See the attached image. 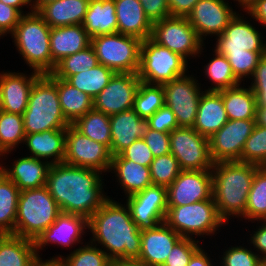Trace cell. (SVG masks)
<instances>
[{"mask_svg":"<svg viewBox=\"0 0 266 266\" xmlns=\"http://www.w3.org/2000/svg\"><path fill=\"white\" fill-rule=\"evenodd\" d=\"M101 174L97 170L64 162L52 164L46 187L61 212L89 219L109 198L102 192L104 179Z\"/></svg>","mask_w":266,"mask_h":266,"instance_id":"obj_1","label":"cell"},{"mask_svg":"<svg viewBox=\"0 0 266 266\" xmlns=\"http://www.w3.org/2000/svg\"><path fill=\"white\" fill-rule=\"evenodd\" d=\"M88 229L93 235L90 243L102 245L111 260L139 259L141 229L132 220L127 205L108 198L88 219Z\"/></svg>","mask_w":266,"mask_h":266,"instance_id":"obj_2","label":"cell"},{"mask_svg":"<svg viewBox=\"0 0 266 266\" xmlns=\"http://www.w3.org/2000/svg\"><path fill=\"white\" fill-rule=\"evenodd\" d=\"M259 165L241 161H222L212 168V197L217 212L224 222L233 217H243L248 194Z\"/></svg>","mask_w":266,"mask_h":266,"instance_id":"obj_3","label":"cell"},{"mask_svg":"<svg viewBox=\"0 0 266 266\" xmlns=\"http://www.w3.org/2000/svg\"><path fill=\"white\" fill-rule=\"evenodd\" d=\"M25 134L51 129H66L71 125L63 115L56 86V77L41 74L32 86L27 108L23 114Z\"/></svg>","mask_w":266,"mask_h":266,"instance_id":"obj_4","label":"cell"},{"mask_svg":"<svg viewBox=\"0 0 266 266\" xmlns=\"http://www.w3.org/2000/svg\"><path fill=\"white\" fill-rule=\"evenodd\" d=\"M51 27L36 12L23 14L11 36L20 55L33 71L50 74L56 65L50 51Z\"/></svg>","mask_w":266,"mask_h":266,"instance_id":"obj_5","label":"cell"},{"mask_svg":"<svg viewBox=\"0 0 266 266\" xmlns=\"http://www.w3.org/2000/svg\"><path fill=\"white\" fill-rule=\"evenodd\" d=\"M61 213L46 186L20 191L14 235L35 241Z\"/></svg>","mask_w":266,"mask_h":266,"instance_id":"obj_6","label":"cell"},{"mask_svg":"<svg viewBox=\"0 0 266 266\" xmlns=\"http://www.w3.org/2000/svg\"><path fill=\"white\" fill-rule=\"evenodd\" d=\"M164 222L182 238L214 235L225 222L220 218L213 197L183 206H168Z\"/></svg>","mask_w":266,"mask_h":266,"instance_id":"obj_7","label":"cell"},{"mask_svg":"<svg viewBox=\"0 0 266 266\" xmlns=\"http://www.w3.org/2000/svg\"><path fill=\"white\" fill-rule=\"evenodd\" d=\"M141 43L140 38L118 32L91 38L98 62L115 73H138Z\"/></svg>","mask_w":266,"mask_h":266,"instance_id":"obj_8","label":"cell"},{"mask_svg":"<svg viewBox=\"0 0 266 266\" xmlns=\"http://www.w3.org/2000/svg\"><path fill=\"white\" fill-rule=\"evenodd\" d=\"M187 62L180 55L148 38L142 40L140 46V66L137 74L142 82L163 85L187 74Z\"/></svg>","mask_w":266,"mask_h":266,"instance_id":"obj_9","label":"cell"},{"mask_svg":"<svg viewBox=\"0 0 266 266\" xmlns=\"http://www.w3.org/2000/svg\"><path fill=\"white\" fill-rule=\"evenodd\" d=\"M151 39L186 61L191 56L196 58L204 46L186 17L169 16L153 22Z\"/></svg>","mask_w":266,"mask_h":266,"instance_id":"obj_10","label":"cell"},{"mask_svg":"<svg viewBox=\"0 0 266 266\" xmlns=\"http://www.w3.org/2000/svg\"><path fill=\"white\" fill-rule=\"evenodd\" d=\"M171 154L181 170H212L208 138L192 127L179 126L170 132Z\"/></svg>","mask_w":266,"mask_h":266,"instance_id":"obj_11","label":"cell"},{"mask_svg":"<svg viewBox=\"0 0 266 266\" xmlns=\"http://www.w3.org/2000/svg\"><path fill=\"white\" fill-rule=\"evenodd\" d=\"M112 161L110 149L102 143L84 136L72 125L66 128L64 163L109 172Z\"/></svg>","mask_w":266,"mask_h":266,"instance_id":"obj_12","label":"cell"},{"mask_svg":"<svg viewBox=\"0 0 266 266\" xmlns=\"http://www.w3.org/2000/svg\"><path fill=\"white\" fill-rule=\"evenodd\" d=\"M198 80L192 75H183L164 83L165 105L175 114L178 126L193 127L201 91Z\"/></svg>","mask_w":266,"mask_h":266,"instance_id":"obj_13","label":"cell"},{"mask_svg":"<svg viewBox=\"0 0 266 266\" xmlns=\"http://www.w3.org/2000/svg\"><path fill=\"white\" fill-rule=\"evenodd\" d=\"M256 125V119L228 120L209 139L210 154L214 163L241 161L246 140Z\"/></svg>","mask_w":266,"mask_h":266,"instance_id":"obj_14","label":"cell"},{"mask_svg":"<svg viewBox=\"0 0 266 266\" xmlns=\"http://www.w3.org/2000/svg\"><path fill=\"white\" fill-rule=\"evenodd\" d=\"M140 82L137 73H115L93 99V108L109 116L132 109Z\"/></svg>","mask_w":266,"mask_h":266,"instance_id":"obj_15","label":"cell"},{"mask_svg":"<svg viewBox=\"0 0 266 266\" xmlns=\"http://www.w3.org/2000/svg\"><path fill=\"white\" fill-rule=\"evenodd\" d=\"M126 198L125 205L139 229L152 228L164 222L168 209L166 187L151 185Z\"/></svg>","mask_w":266,"mask_h":266,"instance_id":"obj_16","label":"cell"},{"mask_svg":"<svg viewBox=\"0 0 266 266\" xmlns=\"http://www.w3.org/2000/svg\"><path fill=\"white\" fill-rule=\"evenodd\" d=\"M168 206H183L212 198V170H181L167 188Z\"/></svg>","mask_w":266,"mask_h":266,"instance_id":"obj_17","label":"cell"},{"mask_svg":"<svg viewBox=\"0 0 266 266\" xmlns=\"http://www.w3.org/2000/svg\"><path fill=\"white\" fill-rule=\"evenodd\" d=\"M225 0H199L186 17L200 40L208 35L219 37L237 14Z\"/></svg>","mask_w":266,"mask_h":266,"instance_id":"obj_18","label":"cell"},{"mask_svg":"<svg viewBox=\"0 0 266 266\" xmlns=\"http://www.w3.org/2000/svg\"><path fill=\"white\" fill-rule=\"evenodd\" d=\"M244 15L236 14L217 37L216 50L219 54L239 53L247 51H266V41L263 43L262 33L252 26L249 20L243 19Z\"/></svg>","mask_w":266,"mask_h":266,"instance_id":"obj_19","label":"cell"},{"mask_svg":"<svg viewBox=\"0 0 266 266\" xmlns=\"http://www.w3.org/2000/svg\"><path fill=\"white\" fill-rule=\"evenodd\" d=\"M88 229V219L75 214L61 212L54 223L44 230L34 241L36 254L39 259V250L44 246L55 243L65 247L80 243L82 235Z\"/></svg>","mask_w":266,"mask_h":266,"instance_id":"obj_20","label":"cell"},{"mask_svg":"<svg viewBox=\"0 0 266 266\" xmlns=\"http://www.w3.org/2000/svg\"><path fill=\"white\" fill-rule=\"evenodd\" d=\"M40 75L35 71L29 76L20 72L0 73V110L23 115L34 81Z\"/></svg>","mask_w":266,"mask_h":266,"instance_id":"obj_21","label":"cell"},{"mask_svg":"<svg viewBox=\"0 0 266 266\" xmlns=\"http://www.w3.org/2000/svg\"><path fill=\"white\" fill-rule=\"evenodd\" d=\"M182 237L165 222L141 229L140 261L151 266H162L173 246Z\"/></svg>","mask_w":266,"mask_h":266,"instance_id":"obj_22","label":"cell"},{"mask_svg":"<svg viewBox=\"0 0 266 266\" xmlns=\"http://www.w3.org/2000/svg\"><path fill=\"white\" fill-rule=\"evenodd\" d=\"M150 130L148 119L141 118L134 109L110 115L111 154H119Z\"/></svg>","mask_w":266,"mask_h":266,"instance_id":"obj_23","label":"cell"},{"mask_svg":"<svg viewBox=\"0 0 266 266\" xmlns=\"http://www.w3.org/2000/svg\"><path fill=\"white\" fill-rule=\"evenodd\" d=\"M10 168L0 164V171L18 187L20 191L46 186L50 163L32 156L15 160Z\"/></svg>","mask_w":266,"mask_h":266,"instance_id":"obj_24","label":"cell"},{"mask_svg":"<svg viewBox=\"0 0 266 266\" xmlns=\"http://www.w3.org/2000/svg\"><path fill=\"white\" fill-rule=\"evenodd\" d=\"M222 95L216 91H204L200 97L193 129L208 139L228 121Z\"/></svg>","mask_w":266,"mask_h":266,"instance_id":"obj_25","label":"cell"},{"mask_svg":"<svg viewBox=\"0 0 266 266\" xmlns=\"http://www.w3.org/2000/svg\"><path fill=\"white\" fill-rule=\"evenodd\" d=\"M117 32L141 40L151 38L153 23L146 16L139 0H114Z\"/></svg>","mask_w":266,"mask_h":266,"instance_id":"obj_26","label":"cell"},{"mask_svg":"<svg viewBox=\"0 0 266 266\" xmlns=\"http://www.w3.org/2000/svg\"><path fill=\"white\" fill-rule=\"evenodd\" d=\"M91 45V36L82 25L51 28L50 51L56 65L64 57L73 55Z\"/></svg>","mask_w":266,"mask_h":266,"instance_id":"obj_27","label":"cell"},{"mask_svg":"<svg viewBox=\"0 0 266 266\" xmlns=\"http://www.w3.org/2000/svg\"><path fill=\"white\" fill-rule=\"evenodd\" d=\"M24 144L31 156L46 160L51 165L64 162L66 129H51L41 133L26 134ZM50 158L51 161H48Z\"/></svg>","mask_w":266,"mask_h":266,"instance_id":"obj_28","label":"cell"},{"mask_svg":"<svg viewBox=\"0 0 266 266\" xmlns=\"http://www.w3.org/2000/svg\"><path fill=\"white\" fill-rule=\"evenodd\" d=\"M90 0H57L42 5L36 12L51 27L82 25Z\"/></svg>","mask_w":266,"mask_h":266,"instance_id":"obj_29","label":"cell"},{"mask_svg":"<svg viewBox=\"0 0 266 266\" xmlns=\"http://www.w3.org/2000/svg\"><path fill=\"white\" fill-rule=\"evenodd\" d=\"M115 172V177L124 190L125 195L131 196L153 185L150 168L126 160L119 154L112 156L110 170Z\"/></svg>","mask_w":266,"mask_h":266,"instance_id":"obj_30","label":"cell"},{"mask_svg":"<svg viewBox=\"0 0 266 266\" xmlns=\"http://www.w3.org/2000/svg\"><path fill=\"white\" fill-rule=\"evenodd\" d=\"M39 260L33 240L14 234L0 235V266H34Z\"/></svg>","mask_w":266,"mask_h":266,"instance_id":"obj_31","label":"cell"},{"mask_svg":"<svg viewBox=\"0 0 266 266\" xmlns=\"http://www.w3.org/2000/svg\"><path fill=\"white\" fill-rule=\"evenodd\" d=\"M82 26L92 37L117 32L114 0H90Z\"/></svg>","mask_w":266,"mask_h":266,"instance_id":"obj_32","label":"cell"},{"mask_svg":"<svg viewBox=\"0 0 266 266\" xmlns=\"http://www.w3.org/2000/svg\"><path fill=\"white\" fill-rule=\"evenodd\" d=\"M240 85L218 91L222 95L228 119H256V96L250 87L244 88Z\"/></svg>","mask_w":266,"mask_h":266,"instance_id":"obj_33","label":"cell"},{"mask_svg":"<svg viewBox=\"0 0 266 266\" xmlns=\"http://www.w3.org/2000/svg\"><path fill=\"white\" fill-rule=\"evenodd\" d=\"M56 86L63 115L70 124L93 109V98L66 80L56 78Z\"/></svg>","mask_w":266,"mask_h":266,"instance_id":"obj_34","label":"cell"},{"mask_svg":"<svg viewBox=\"0 0 266 266\" xmlns=\"http://www.w3.org/2000/svg\"><path fill=\"white\" fill-rule=\"evenodd\" d=\"M20 190L0 171V235L14 234Z\"/></svg>","mask_w":266,"mask_h":266,"instance_id":"obj_35","label":"cell"},{"mask_svg":"<svg viewBox=\"0 0 266 266\" xmlns=\"http://www.w3.org/2000/svg\"><path fill=\"white\" fill-rule=\"evenodd\" d=\"M77 131L107 146L111 152L110 116L94 108L71 124Z\"/></svg>","mask_w":266,"mask_h":266,"instance_id":"obj_36","label":"cell"},{"mask_svg":"<svg viewBox=\"0 0 266 266\" xmlns=\"http://www.w3.org/2000/svg\"><path fill=\"white\" fill-rule=\"evenodd\" d=\"M115 72L102 64L70 76L66 81L91 98H95L109 83Z\"/></svg>","mask_w":266,"mask_h":266,"instance_id":"obj_37","label":"cell"},{"mask_svg":"<svg viewBox=\"0 0 266 266\" xmlns=\"http://www.w3.org/2000/svg\"><path fill=\"white\" fill-rule=\"evenodd\" d=\"M25 136L23 115L0 110V157L24 144Z\"/></svg>","mask_w":266,"mask_h":266,"instance_id":"obj_38","label":"cell"},{"mask_svg":"<svg viewBox=\"0 0 266 266\" xmlns=\"http://www.w3.org/2000/svg\"><path fill=\"white\" fill-rule=\"evenodd\" d=\"M243 218L248 221L266 220V166L259 167L254 174Z\"/></svg>","mask_w":266,"mask_h":266,"instance_id":"obj_39","label":"cell"},{"mask_svg":"<svg viewBox=\"0 0 266 266\" xmlns=\"http://www.w3.org/2000/svg\"><path fill=\"white\" fill-rule=\"evenodd\" d=\"M215 56L209 63L205 65L204 70L207 79L211 80L214 86L208 88L205 91H220L227 88H233L241 84V82L235 77L231 69V65L227 58L219 54L214 50Z\"/></svg>","mask_w":266,"mask_h":266,"instance_id":"obj_40","label":"cell"},{"mask_svg":"<svg viewBox=\"0 0 266 266\" xmlns=\"http://www.w3.org/2000/svg\"><path fill=\"white\" fill-rule=\"evenodd\" d=\"M98 64V58L90 45L73 55L64 57L56 64L52 74L56 78L67 80L70 76L89 70Z\"/></svg>","mask_w":266,"mask_h":266,"instance_id":"obj_41","label":"cell"},{"mask_svg":"<svg viewBox=\"0 0 266 266\" xmlns=\"http://www.w3.org/2000/svg\"><path fill=\"white\" fill-rule=\"evenodd\" d=\"M165 105L162 85L140 82L135 96L134 111L144 119L151 117L159 108Z\"/></svg>","mask_w":266,"mask_h":266,"instance_id":"obj_42","label":"cell"},{"mask_svg":"<svg viewBox=\"0 0 266 266\" xmlns=\"http://www.w3.org/2000/svg\"><path fill=\"white\" fill-rule=\"evenodd\" d=\"M49 261H59L63 266H109L111 259L97 245L88 243L73 250L67 257L57 255Z\"/></svg>","mask_w":266,"mask_h":266,"instance_id":"obj_43","label":"cell"},{"mask_svg":"<svg viewBox=\"0 0 266 266\" xmlns=\"http://www.w3.org/2000/svg\"><path fill=\"white\" fill-rule=\"evenodd\" d=\"M153 185L170 186L181 172L178 160L171 154L155 157L149 166Z\"/></svg>","mask_w":266,"mask_h":266,"instance_id":"obj_44","label":"cell"},{"mask_svg":"<svg viewBox=\"0 0 266 266\" xmlns=\"http://www.w3.org/2000/svg\"><path fill=\"white\" fill-rule=\"evenodd\" d=\"M241 162L266 166V127L255 125L246 140L241 155Z\"/></svg>","mask_w":266,"mask_h":266,"instance_id":"obj_45","label":"cell"},{"mask_svg":"<svg viewBox=\"0 0 266 266\" xmlns=\"http://www.w3.org/2000/svg\"><path fill=\"white\" fill-rule=\"evenodd\" d=\"M266 51H247L239 53H226L224 56L229 61L235 77L240 81L252 77L260 58Z\"/></svg>","mask_w":266,"mask_h":266,"instance_id":"obj_46","label":"cell"},{"mask_svg":"<svg viewBox=\"0 0 266 266\" xmlns=\"http://www.w3.org/2000/svg\"><path fill=\"white\" fill-rule=\"evenodd\" d=\"M222 260L221 266H265L256 252L243 246L229 247L224 252Z\"/></svg>","mask_w":266,"mask_h":266,"instance_id":"obj_47","label":"cell"},{"mask_svg":"<svg viewBox=\"0 0 266 266\" xmlns=\"http://www.w3.org/2000/svg\"><path fill=\"white\" fill-rule=\"evenodd\" d=\"M198 240L181 238L172 248L162 266H188L192 255L200 248Z\"/></svg>","mask_w":266,"mask_h":266,"instance_id":"obj_48","label":"cell"},{"mask_svg":"<svg viewBox=\"0 0 266 266\" xmlns=\"http://www.w3.org/2000/svg\"><path fill=\"white\" fill-rule=\"evenodd\" d=\"M119 155L126 160H132L136 164L147 167L150 166L154 159L143 138L137 139L130 146L122 150Z\"/></svg>","mask_w":266,"mask_h":266,"instance_id":"obj_49","label":"cell"},{"mask_svg":"<svg viewBox=\"0 0 266 266\" xmlns=\"http://www.w3.org/2000/svg\"><path fill=\"white\" fill-rule=\"evenodd\" d=\"M148 121L150 129L159 132L170 133L172 130L179 127L175 114L166 105L159 108L151 117L148 118Z\"/></svg>","mask_w":266,"mask_h":266,"instance_id":"obj_50","label":"cell"},{"mask_svg":"<svg viewBox=\"0 0 266 266\" xmlns=\"http://www.w3.org/2000/svg\"><path fill=\"white\" fill-rule=\"evenodd\" d=\"M143 139L148 145L154 158L171 152L170 133L150 129Z\"/></svg>","mask_w":266,"mask_h":266,"instance_id":"obj_51","label":"cell"},{"mask_svg":"<svg viewBox=\"0 0 266 266\" xmlns=\"http://www.w3.org/2000/svg\"><path fill=\"white\" fill-rule=\"evenodd\" d=\"M21 16L22 14L16 8L0 1V37L7 33L12 34Z\"/></svg>","mask_w":266,"mask_h":266,"instance_id":"obj_52","label":"cell"},{"mask_svg":"<svg viewBox=\"0 0 266 266\" xmlns=\"http://www.w3.org/2000/svg\"><path fill=\"white\" fill-rule=\"evenodd\" d=\"M150 21L156 22L170 16L167 0H139Z\"/></svg>","mask_w":266,"mask_h":266,"instance_id":"obj_53","label":"cell"},{"mask_svg":"<svg viewBox=\"0 0 266 266\" xmlns=\"http://www.w3.org/2000/svg\"><path fill=\"white\" fill-rule=\"evenodd\" d=\"M263 224L258 226L259 228L254 231L251 236L250 243L253 244L255 251L259 252V257L266 264V220H262Z\"/></svg>","mask_w":266,"mask_h":266,"instance_id":"obj_54","label":"cell"},{"mask_svg":"<svg viewBox=\"0 0 266 266\" xmlns=\"http://www.w3.org/2000/svg\"><path fill=\"white\" fill-rule=\"evenodd\" d=\"M199 0H167L170 16L187 17Z\"/></svg>","mask_w":266,"mask_h":266,"instance_id":"obj_55","label":"cell"},{"mask_svg":"<svg viewBox=\"0 0 266 266\" xmlns=\"http://www.w3.org/2000/svg\"><path fill=\"white\" fill-rule=\"evenodd\" d=\"M251 89H266V54H264L252 75Z\"/></svg>","mask_w":266,"mask_h":266,"instance_id":"obj_56","label":"cell"},{"mask_svg":"<svg viewBox=\"0 0 266 266\" xmlns=\"http://www.w3.org/2000/svg\"><path fill=\"white\" fill-rule=\"evenodd\" d=\"M251 18L266 26V0H255L246 11Z\"/></svg>","mask_w":266,"mask_h":266,"instance_id":"obj_57","label":"cell"},{"mask_svg":"<svg viewBox=\"0 0 266 266\" xmlns=\"http://www.w3.org/2000/svg\"><path fill=\"white\" fill-rule=\"evenodd\" d=\"M188 266H213L210 257L200 247L193 255Z\"/></svg>","mask_w":266,"mask_h":266,"instance_id":"obj_58","label":"cell"},{"mask_svg":"<svg viewBox=\"0 0 266 266\" xmlns=\"http://www.w3.org/2000/svg\"><path fill=\"white\" fill-rule=\"evenodd\" d=\"M109 266H151L138 259H114Z\"/></svg>","mask_w":266,"mask_h":266,"instance_id":"obj_59","label":"cell"},{"mask_svg":"<svg viewBox=\"0 0 266 266\" xmlns=\"http://www.w3.org/2000/svg\"><path fill=\"white\" fill-rule=\"evenodd\" d=\"M1 2H3L6 5L12 6L14 8H16L22 15L23 13V7L28 5L30 6L29 0H0Z\"/></svg>","mask_w":266,"mask_h":266,"instance_id":"obj_60","label":"cell"},{"mask_svg":"<svg viewBox=\"0 0 266 266\" xmlns=\"http://www.w3.org/2000/svg\"><path fill=\"white\" fill-rule=\"evenodd\" d=\"M256 124L266 127V106H257Z\"/></svg>","mask_w":266,"mask_h":266,"instance_id":"obj_61","label":"cell"},{"mask_svg":"<svg viewBox=\"0 0 266 266\" xmlns=\"http://www.w3.org/2000/svg\"><path fill=\"white\" fill-rule=\"evenodd\" d=\"M256 96L257 106H266V89H251Z\"/></svg>","mask_w":266,"mask_h":266,"instance_id":"obj_62","label":"cell"},{"mask_svg":"<svg viewBox=\"0 0 266 266\" xmlns=\"http://www.w3.org/2000/svg\"><path fill=\"white\" fill-rule=\"evenodd\" d=\"M57 0H29L30 8L32 11H37L42 5L50 3ZM32 3V4H31Z\"/></svg>","mask_w":266,"mask_h":266,"instance_id":"obj_63","label":"cell"},{"mask_svg":"<svg viewBox=\"0 0 266 266\" xmlns=\"http://www.w3.org/2000/svg\"><path fill=\"white\" fill-rule=\"evenodd\" d=\"M239 2V6L243 8V10L246 9L255 1V0H236Z\"/></svg>","mask_w":266,"mask_h":266,"instance_id":"obj_64","label":"cell"},{"mask_svg":"<svg viewBox=\"0 0 266 266\" xmlns=\"http://www.w3.org/2000/svg\"><path fill=\"white\" fill-rule=\"evenodd\" d=\"M34 266H51V261H42V259H40L38 262L35 263Z\"/></svg>","mask_w":266,"mask_h":266,"instance_id":"obj_65","label":"cell"},{"mask_svg":"<svg viewBox=\"0 0 266 266\" xmlns=\"http://www.w3.org/2000/svg\"><path fill=\"white\" fill-rule=\"evenodd\" d=\"M51 266H63L59 261H51Z\"/></svg>","mask_w":266,"mask_h":266,"instance_id":"obj_66","label":"cell"}]
</instances>
